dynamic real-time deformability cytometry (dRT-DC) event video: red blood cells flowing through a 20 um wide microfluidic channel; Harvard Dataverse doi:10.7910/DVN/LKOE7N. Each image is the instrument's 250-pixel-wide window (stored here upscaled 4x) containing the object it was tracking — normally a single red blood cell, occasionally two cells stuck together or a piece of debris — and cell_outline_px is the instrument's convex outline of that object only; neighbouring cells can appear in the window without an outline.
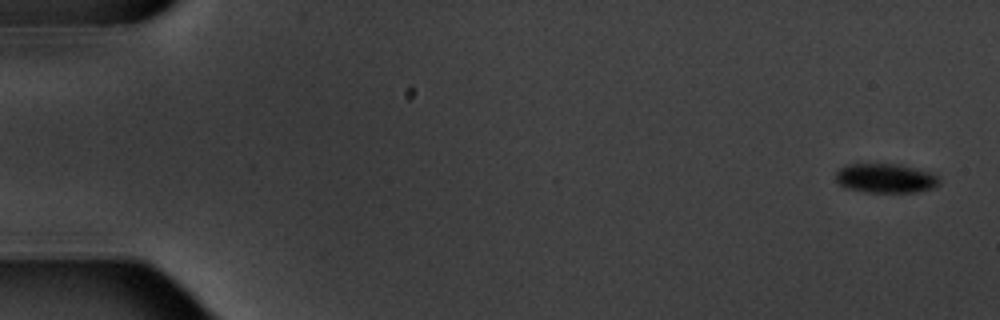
{"species": "common noctule bat (a hibernating species)", "species_latin": "Nyctalus noctula", "temperature_condition": "warm", "stored_images_in_passage": 8, "camera_frame_rate_fps": 3000, "um_per_image_px": 0.085, "animal": {"sex": "male", "body_mass_g": 20.1, "forearm_length_mm": 53.5}, "frame": {"image": 1, "passage_image": 1, "time_ms": 0.0, "image_size_px": [1000, 320], "cell_outline_px": [[940, 184], [936, 188], [916, 192], [864, 192], [848, 188], [840, 184], [836, 180], [836, 172], [840, 168], [848, 164], [900, 164], [932, 172], [940, 180]], "centroid_in_image_um": [75.32, 15.15], "position_along_channel_um": 9.7, "area_um2": 17.8}}
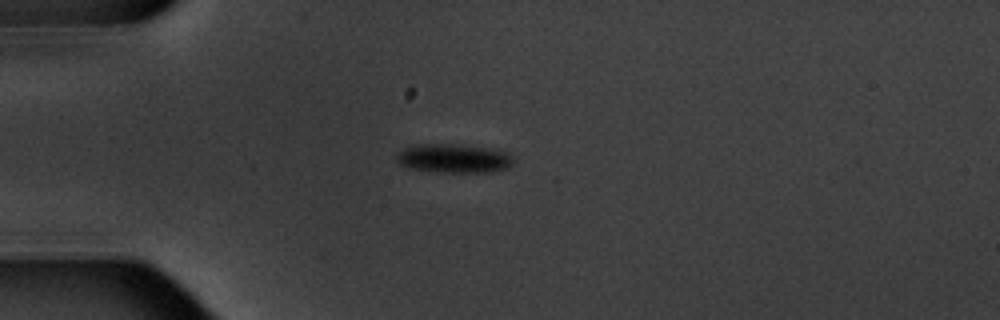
{"frame": {"image": 2, "passage_image": 5, "time_ms": 4.667, "image_size_px": [1000, 320], "cell_outline_px": [[512, 164], [504, 168], [488, 172], [448, 172], [408, 168], [400, 164], [396, 160], [396, 152], [404, 148], [416, 144], [452, 144], [492, 148], [504, 152], [512, 160]], "centroid_in_image_um": [38.48, 13.45], "position_along_channel_um": 46.5, "area_um2": 19.36}}
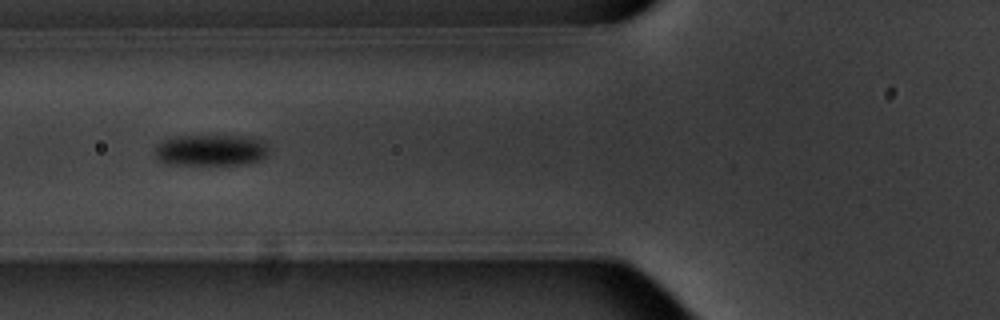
{"frame": {"image": 3, "passage_image": 7, "time_ms": 7.0, "image_size_px": [1000, 320], "cell_outline_px": [[268, 152], [260, 160], [248, 164], [168, 164], [160, 160], [156, 156], [156, 148], [164, 140], [176, 136], [252, 136], [260, 140], [268, 148]], "centroid_in_image_um": [17.96, 12.76], "position_along_channel_um": 107.8, "area_um2": 20.52}}